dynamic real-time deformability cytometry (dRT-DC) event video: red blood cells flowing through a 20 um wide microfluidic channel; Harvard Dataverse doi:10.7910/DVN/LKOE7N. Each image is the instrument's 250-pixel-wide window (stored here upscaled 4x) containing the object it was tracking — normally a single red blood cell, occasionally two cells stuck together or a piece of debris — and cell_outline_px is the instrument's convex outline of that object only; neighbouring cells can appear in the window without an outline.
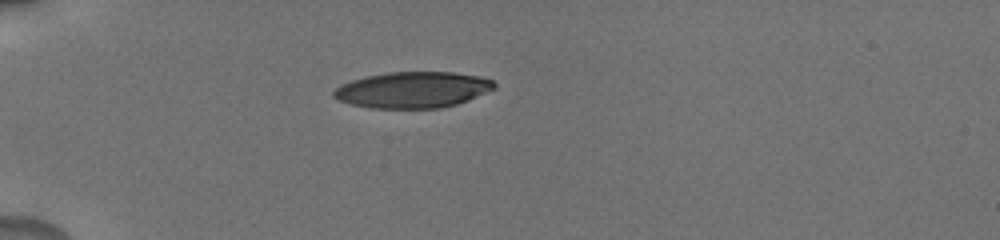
{"species": "human", "species_latin": "Homo sapiens", "temperature_condition": "cold", "stored_images_in_passage": 37, "camera_frame_rate_fps": 3000, "um_per_image_px": 0.085, "donor": {"sex": "male"}, "frame": {"image": 1, "passage_image": 1, "time_ms": 0.0, "image_size_px": [1000, 240], "cell_outline_px": [[496, 88], [468, 100], [456, 104], [440, 108], [372, 108], [352, 104], [340, 100], [332, 96], [332, 92], [340, 84], [352, 80], [368, 76], [388, 72], [452, 72], [480, 76], [492, 80], [496, 84]], "centroid_in_image_um": [35.09, 7.63], "position_along_channel_um": 49.9, "area_um2": 33.7}}
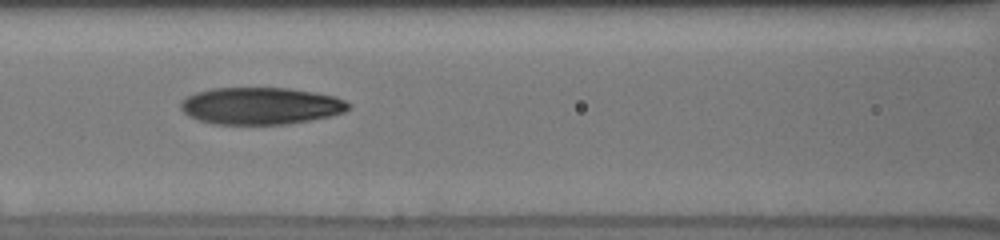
{"frame": {"image": 2, "passage_image": 10, "time_ms": 3.333, "image_size_px": [1000, 240], "cell_outline_px": [[352, 104], [344, 112], [332, 116], [312, 120], [288, 124], [212, 124], [196, 120], [188, 116], [180, 108], [180, 104], [188, 96], [196, 92], [212, 88], [288, 88], [336, 96]], "centroid_in_image_um": [22.17, 9.01], "position_along_channel_um": 144.4, "area_um2": 36.41}}
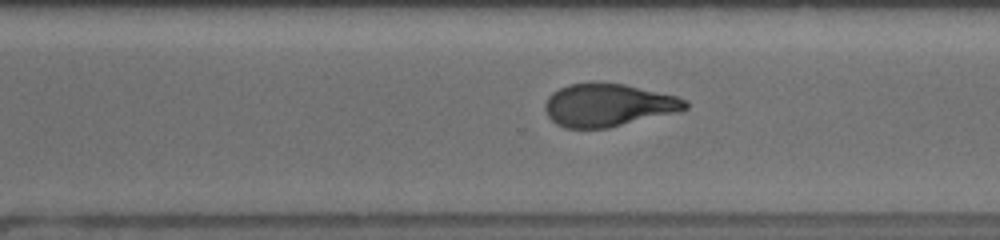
{"frame": {"image": 3, "passage_image": 24, "time_ms": 8.0, "image_size_px": [1000, 240], "cell_outline_px": [[688, 108], [676, 112], [608, 128], [564, 128], [556, 124], [548, 116], [544, 108], [544, 104], [548, 96], [552, 92], [568, 84], [624, 84], [676, 96], [688, 100]], "centroid_in_image_um": [51.67, 8.95], "position_along_channel_um": 318.9, "area_um2": 34.56}, "authors_computed_cell_mechanics": {"area_um2": 35.4314, "velocity_mm_per_s": 3.7489, "shape_relaxation_time_tau1_ms": 4.5932, "shape_relaxation_time_tau2_ms": 2.5402, "deformation_change_tau1": 0.2001, "deformation_change_tau2": 0.1023}}